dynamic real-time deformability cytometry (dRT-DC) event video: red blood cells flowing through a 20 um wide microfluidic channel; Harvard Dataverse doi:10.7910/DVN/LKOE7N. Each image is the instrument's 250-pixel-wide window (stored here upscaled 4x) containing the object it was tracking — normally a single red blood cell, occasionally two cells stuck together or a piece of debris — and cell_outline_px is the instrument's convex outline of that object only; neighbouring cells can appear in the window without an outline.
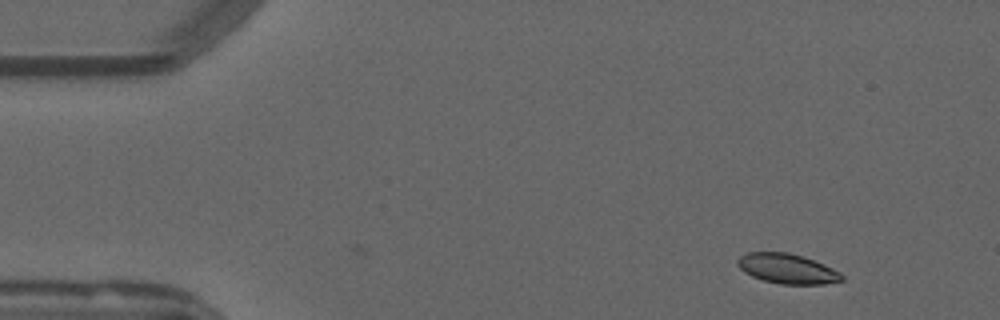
{"species": "common noctule bat (a hibernating species)", "species_latin": "Nyctalus noctula", "temperature_condition": "warm", "stored_images_in_passage": 46, "camera_frame_rate_fps": 3000, "um_per_image_px": 0.085, "animal": {"sex": "male", "forearm_length_mm": 52.5}, "frame": {"image": 1, "passage_image": 1, "time_ms": 0.0, "image_size_px": [1000, 320], "cell_outline_px": [[844, 280], [824, 284], [780, 284], [764, 280], [752, 276], [744, 272], [736, 264], [736, 260], [740, 256], [748, 252], [788, 252], [804, 256], [824, 264], [840, 272], [844, 276]], "centroid_in_image_um": [66.92, 22.83], "position_along_channel_um": 18.1, "area_um2": 18.26}}
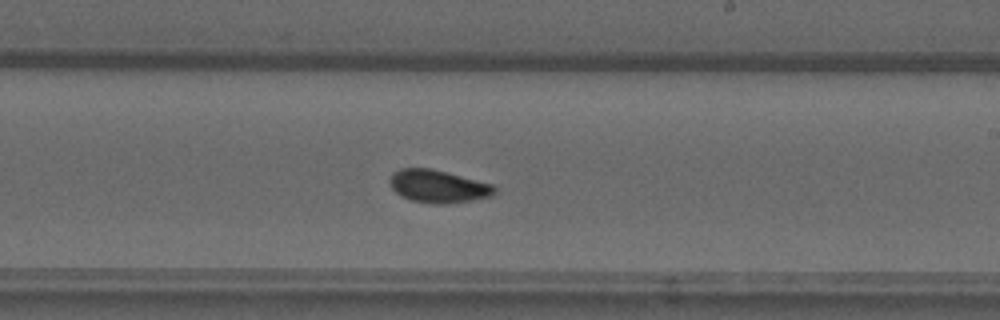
{"frame": {"image": 2, "passage_image": 27, "time_ms": 8.667, "image_size_px": [1000, 320], "cell_outline_px": [[496, 192], [492, 196], [472, 200], [444, 204], [436, 204], [412, 200], [400, 196], [392, 188], [388, 180], [392, 172], [400, 168], [432, 168], [448, 172], [492, 184], [496, 188]], "centroid_in_image_um": [37.22, 15.82], "position_along_channel_um": 251.8, "area_um2": 20.11}}
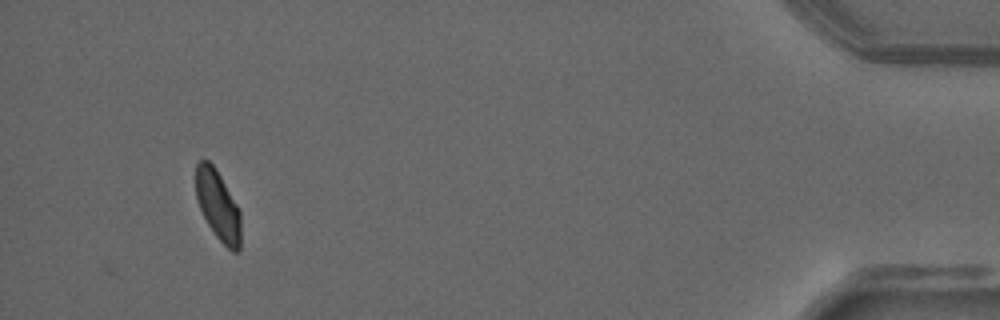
{"frame": {"image": 3, "passage_image": 46, "time_ms": 15.0, "image_size_px": [1000, 320], "cell_outline_px": [[240, 248], [236, 252], [232, 252], [216, 236], [208, 224], [200, 208], [196, 196], [196, 164], [200, 160], [208, 160], [216, 168], [236, 204], [240, 212]], "centroid_in_image_um": [18.52, 17.45], "position_along_channel_um": 416.7, "area_um2": 18.03}, "authors_computed_cell_mechanics": {"area_um2": 19.1029, "velocity_mm_per_s": 3.7844, "shape_relaxation_time_tau1_ms": 8.8439, "shape_relaxation_time_tau2_ms": 1.4297, "deformation_change_tau1": 0.1644, "deformation_change_tau2": 0.0524}}